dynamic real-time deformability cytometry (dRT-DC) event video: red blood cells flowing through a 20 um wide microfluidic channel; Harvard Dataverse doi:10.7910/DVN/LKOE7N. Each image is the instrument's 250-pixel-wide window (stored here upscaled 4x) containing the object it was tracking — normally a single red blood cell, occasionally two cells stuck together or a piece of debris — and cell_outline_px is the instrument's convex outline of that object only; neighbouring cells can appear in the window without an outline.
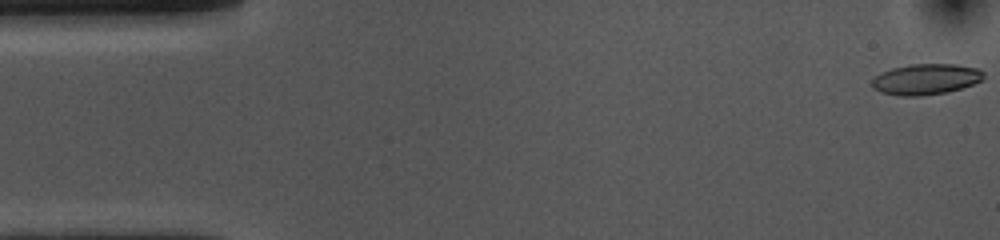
{"species": "common noctule bat (a hibernating species)", "species_latin": "Nyctalus noctula", "temperature_condition": "cold", "stored_images_in_passage": 54, "camera_frame_rate_fps": 3000, "um_per_image_px": 0.085, "animal": {"sex": "female", "body_mass_g": 10.0, "forearm_length_mm": 53.1}, "frame": {"image": 1, "passage_image": 1, "time_ms": 0.0, "image_size_px": [1000, 240], "cell_outline_px": [[984, 76], [980, 80], [972, 84], [948, 92], [920, 96], [900, 96], [880, 92], [872, 88], [872, 80], [880, 72], [892, 68], [912, 64], [956, 64], [976, 68], [984, 72]], "centroid_in_image_um": [78.66, 6.74], "position_along_channel_um": 6.3, "area_um2": 20.0}}
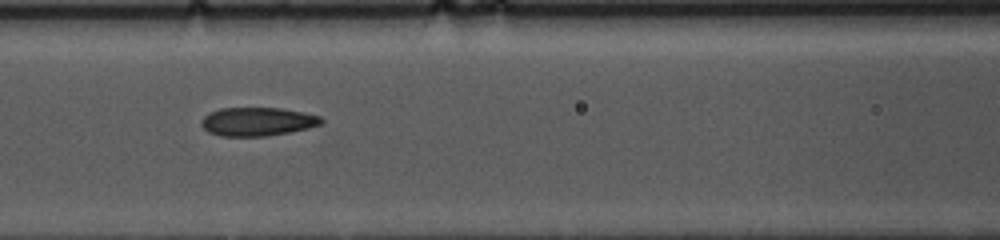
{"frame": {"image": 2, "passage_image": 22, "time_ms": 7.0, "image_size_px": [1000, 240], "cell_outline_px": [[324, 120], [320, 124], [308, 128], [288, 132], [264, 136], [220, 136], [208, 132], [200, 124], [200, 120], [204, 116], [220, 108], [280, 108], [304, 112], [320, 116]], "centroid_in_image_um": [21.86, 10.33], "position_along_channel_um": 144.7, "area_um2": 19.88}}
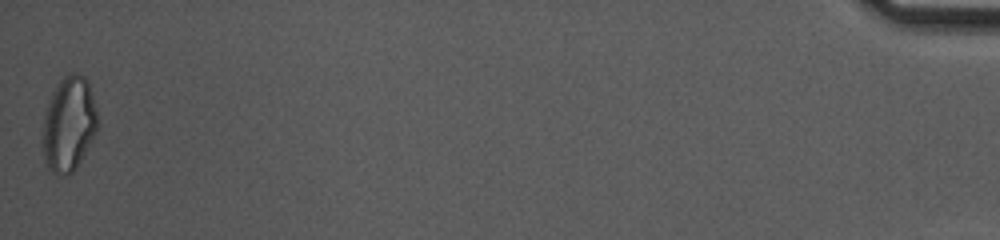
{"frame": {"image": 3, "passage_image": 54, "time_ms": 17.667, "image_size_px": [1000, 240], "cell_outline_px": [[96, 132], [76, 168], [68, 176], [56, 176], [48, 168], [44, 156], [44, 116], [52, 92], [60, 80], [68, 72], [80, 72], [88, 80], [96, 108]], "centroid_in_image_um": [5.86, 10.53], "position_along_channel_um": 429.3, "area_um2": 30.06}, "authors_computed_cell_mechanics": {"area_um2": 20.4323, "velocity_mm_per_s": 3.6294, "shape_relaxation_time_tau1_ms": 7.7789, "shape_relaxation_time_tau2_ms": 3.0913, "deformation_change_tau1": 0.1642, "deformation_change_tau2": 0.0995}}